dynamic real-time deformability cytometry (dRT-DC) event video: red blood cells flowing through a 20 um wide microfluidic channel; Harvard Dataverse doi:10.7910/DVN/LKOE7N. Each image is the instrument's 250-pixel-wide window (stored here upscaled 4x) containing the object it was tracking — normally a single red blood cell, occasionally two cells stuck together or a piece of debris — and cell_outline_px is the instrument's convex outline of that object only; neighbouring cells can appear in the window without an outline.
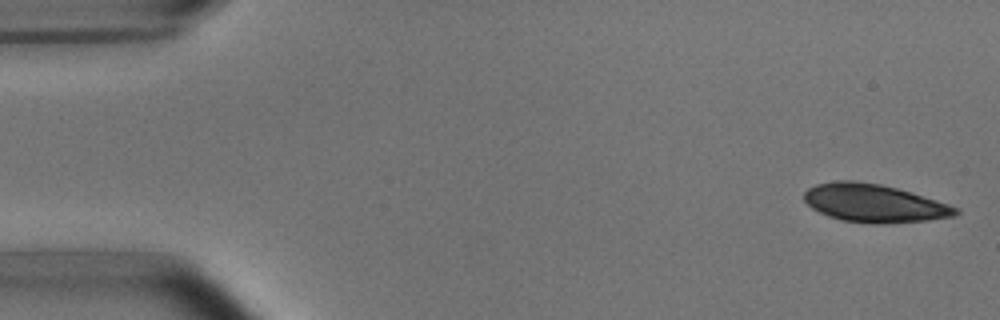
{"species": "common noctule bat (a hibernating species)", "species_latin": "Nyctalus noctula", "temperature_condition": "room temperature", "stored_images_in_passage": 4, "camera_frame_rate_fps": 3000, "um_per_image_px": 0.085, "animal": {"sex": "male", "body_mass_g": 15.6}, "frame": {"image": 1, "passage_image": 1, "time_ms": 0.0, "image_size_px": [1000, 320], "cell_outline_px": [[960, 212], [956, 216], [928, 220], [884, 224], [872, 224], [844, 220], [828, 216], [812, 208], [804, 200], [804, 192], [808, 188], [816, 184], [836, 180], [856, 180], [880, 184], [912, 192], [960, 208]], "centroid_in_image_um": [74.32, 17.27], "position_along_channel_um": 10.7, "area_um2": 33.76}}